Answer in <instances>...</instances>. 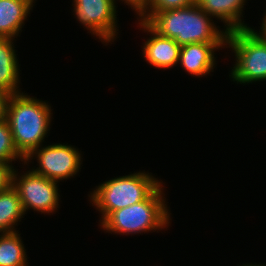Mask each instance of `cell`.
Returning a JSON list of instances; mask_svg holds the SVG:
<instances>
[{"label":"cell","mask_w":266,"mask_h":266,"mask_svg":"<svg viewBox=\"0 0 266 266\" xmlns=\"http://www.w3.org/2000/svg\"><path fill=\"white\" fill-rule=\"evenodd\" d=\"M117 4V0H72V13L87 33L107 46L119 38Z\"/></svg>","instance_id":"ba28073f"},{"label":"cell","mask_w":266,"mask_h":266,"mask_svg":"<svg viewBox=\"0 0 266 266\" xmlns=\"http://www.w3.org/2000/svg\"><path fill=\"white\" fill-rule=\"evenodd\" d=\"M4 96L0 93V118L3 116Z\"/></svg>","instance_id":"44dd1931"},{"label":"cell","mask_w":266,"mask_h":266,"mask_svg":"<svg viewBox=\"0 0 266 266\" xmlns=\"http://www.w3.org/2000/svg\"><path fill=\"white\" fill-rule=\"evenodd\" d=\"M20 231L0 234V266H29Z\"/></svg>","instance_id":"9a60e30c"},{"label":"cell","mask_w":266,"mask_h":266,"mask_svg":"<svg viewBox=\"0 0 266 266\" xmlns=\"http://www.w3.org/2000/svg\"><path fill=\"white\" fill-rule=\"evenodd\" d=\"M13 162L0 161V192L12 186V177L15 167Z\"/></svg>","instance_id":"ac0fdd59"},{"label":"cell","mask_w":266,"mask_h":266,"mask_svg":"<svg viewBox=\"0 0 266 266\" xmlns=\"http://www.w3.org/2000/svg\"><path fill=\"white\" fill-rule=\"evenodd\" d=\"M237 266H266V264L265 263L264 264L263 263L262 264H260V263L257 264V263H252L251 262V264L250 263H242V265L241 264L240 265L238 264Z\"/></svg>","instance_id":"7402d4cb"},{"label":"cell","mask_w":266,"mask_h":266,"mask_svg":"<svg viewBox=\"0 0 266 266\" xmlns=\"http://www.w3.org/2000/svg\"><path fill=\"white\" fill-rule=\"evenodd\" d=\"M136 19L137 28L150 34L141 47L144 61L159 70L178 66L181 46L175 40L159 35L145 21Z\"/></svg>","instance_id":"9c48e42d"},{"label":"cell","mask_w":266,"mask_h":266,"mask_svg":"<svg viewBox=\"0 0 266 266\" xmlns=\"http://www.w3.org/2000/svg\"><path fill=\"white\" fill-rule=\"evenodd\" d=\"M25 212L17 191L11 186L0 192V234L18 230V223L24 218Z\"/></svg>","instance_id":"5bb4252c"},{"label":"cell","mask_w":266,"mask_h":266,"mask_svg":"<svg viewBox=\"0 0 266 266\" xmlns=\"http://www.w3.org/2000/svg\"><path fill=\"white\" fill-rule=\"evenodd\" d=\"M162 183L147 199L112 211L99 225L106 233L138 235L167 230L172 218Z\"/></svg>","instance_id":"3957f363"},{"label":"cell","mask_w":266,"mask_h":266,"mask_svg":"<svg viewBox=\"0 0 266 266\" xmlns=\"http://www.w3.org/2000/svg\"><path fill=\"white\" fill-rule=\"evenodd\" d=\"M194 2L195 0H151L142 12H162L169 9L184 8Z\"/></svg>","instance_id":"e0dca14e"},{"label":"cell","mask_w":266,"mask_h":266,"mask_svg":"<svg viewBox=\"0 0 266 266\" xmlns=\"http://www.w3.org/2000/svg\"><path fill=\"white\" fill-rule=\"evenodd\" d=\"M83 153L77 147L68 143H50L41 145L25 158V164L30 166L36 160L37 167L31 168L35 173L60 183L75 178L81 172ZM77 174V175H76Z\"/></svg>","instance_id":"52a82bcc"},{"label":"cell","mask_w":266,"mask_h":266,"mask_svg":"<svg viewBox=\"0 0 266 266\" xmlns=\"http://www.w3.org/2000/svg\"><path fill=\"white\" fill-rule=\"evenodd\" d=\"M121 1V3L124 2V5L126 4L129 6V8L134 11L133 13L136 15V17L150 4L151 0H117Z\"/></svg>","instance_id":"d6986e66"},{"label":"cell","mask_w":266,"mask_h":266,"mask_svg":"<svg viewBox=\"0 0 266 266\" xmlns=\"http://www.w3.org/2000/svg\"><path fill=\"white\" fill-rule=\"evenodd\" d=\"M226 48L235 58L229 71L230 81L244 85L266 81V41L250 28L241 29L228 32Z\"/></svg>","instance_id":"5b68a950"},{"label":"cell","mask_w":266,"mask_h":266,"mask_svg":"<svg viewBox=\"0 0 266 266\" xmlns=\"http://www.w3.org/2000/svg\"><path fill=\"white\" fill-rule=\"evenodd\" d=\"M248 0H195V3L210 17L219 20L228 32L249 29L244 20ZM244 13V14H243ZM243 18V19H242ZM243 20V21H242Z\"/></svg>","instance_id":"8fae6325"},{"label":"cell","mask_w":266,"mask_h":266,"mask_svg":"<svg viewBox=\"0 0 266 266\" xmlns=\"http://www.w3.org/2000/svg\"><path fill=\"white\" fill-rule=\"evenodd\" d=\"M227 43H191L182 45L178 65L191 74V77H207L217 66L216 51L222 50ZM222 48V49H221Z\"/></svg>","instance_id":"30bf717a"},{"label":"cell","mask_w":266,"mask_h":266,"mask_svg":"<svg viewBox=\"0 0 266 266\" xmlns=\"http://www.w3.org/2000/svg\"><path fill=\"white\" fill-rule=\"evenodd\" d=\"M30 95L20 92L6 96L3 103V117L11 129L15 148L24 159L45 143L54 119L51 104Z\"/></svg>","instance_id":"7a4b0ae2"},{"label":"cell","mask_w":266,"mask_h":266,"mask_svg":"<svg viewBox=\"0 0 266 266\" xmlns=\"http://www.w3.org/2000/svg\"><path fill=\"white\" fill-rule=\"evenodd\" d=\"M136 18L145 21L159 35L175 40L180 46L191 43H227L228 31L220 29L216 25L218 21L195 2L184 8L141 12Z\"/></svg>","instance_id":"6da1fadb"},{"label":"cell","mask_w":266,"mask_h":266,"mask_svg":"<svg viewBox=\"0 0 266 266\" xmlns=\"http://www.w3.org/2000/svg\"><path fill=\"white\" fill-rule=\"evenodd\" d=\"M0 161L14 162V164L16 161L22 162L19 164L25 163V159L15 148L11 129L3 116L0 118Z\"/></svg>","instance_id":"2e32d148"},{"label":"cell","mask_w":266,"mask_h":266,"mask_svg":"<svg viewBox=\"0 0 266 266\" xmlns=\"http://www.w3.org/2000/svg\"><path fill=\"white\" fill-rule=\"evenodd\" d=\"M266 6V5H265ZM266 9V8H265ZM261 23L260 24V29L258 31V29L255 27L253 28L252 26L250 27V29L252 30V32H254L260 39L266 41V10L263 12V17L262 19L260 18Z\"/></svg>","instance_id":"ffe728a7"},{"label":"cell","mask_w":266,"mask_h":266,"mask_svg":"<svg viewBox=\"0 0 266 266\" xmlns=\"http://www.w3.org/2000/svg\"><path fill=\"white\" fill-rule=\"evenodd\" d=\"M16 41L13 38H0V93L4 97L23 92L20 88L21 65L14 46Z\"/></svg>","instance_id":"7c38bea8"},{"label":"cell","mask_w":266,"mask_h":266,"mask_svg":"<svg viewBox=\"0 0 266 266\" xmlns=\"http://www.w3.org/2000/svg\"><path fill=\"white\" fill-rule=\"evenodd\" d=\"M149 171H137L101 182L88 194L90 205L101 214L99 224L115 210L147 199L163 181Z\"/></svg>","instance_id":"277c9868"},{"label":"cell","mask_w":266,"mask_h":266,"mask_svg":"<svg viewBox=\"0 0 266 266\" xmlns=\"http://www.w3.org/2000/svg\"><path fill=\"white\" fill-rule=\"evenodd\" d=\"M22 165L21 168L26 171L18 172L15 167L12 187L18 193L25 214L33 210L38 214L53 215L60 207L59 183L35 173L31 168L25 169V163Z\"/></svg>","instance_id":"8992f818"},{"label":"cell","mask_w":266,"mask_h":266,"mask_svg":"<svg viewBox=\"0 0 266 266\" xmlns=\"http://www.w3.org/2000/svg\"><path fill=\"white\" fill-rule=\"evenodd\" d=\"M37 0H0V38L20 37Z\"/></svg>","instance_id":"4fadbf2b"}]
</instances>
